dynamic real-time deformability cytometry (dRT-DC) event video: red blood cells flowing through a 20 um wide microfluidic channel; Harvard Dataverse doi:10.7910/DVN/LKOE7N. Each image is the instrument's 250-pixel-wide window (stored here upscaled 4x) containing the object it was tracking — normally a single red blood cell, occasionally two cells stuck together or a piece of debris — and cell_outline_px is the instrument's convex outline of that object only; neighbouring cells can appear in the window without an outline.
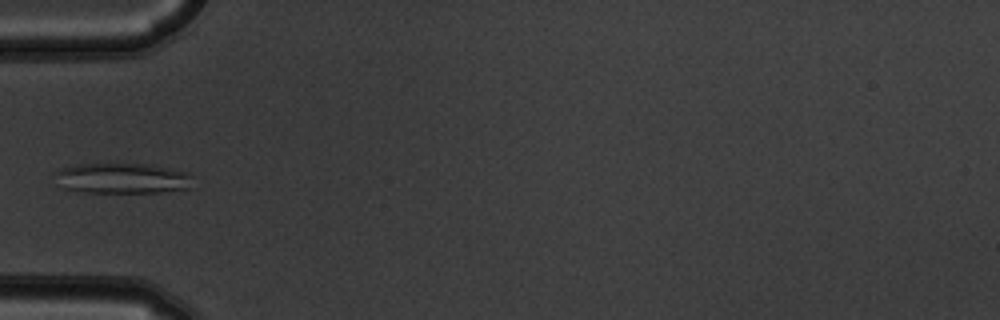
{"species": "common noctule bat (a hibernating species)", "species_latin": "Nyctalus noctula", "temperature_condition": "warm", "stored_images_in_passage": 5, "camera_frame_rate_fps": 3000, "um_per_image_px": 0.085, "animal": {"sex": "male", "body_mass_g": 19.5, "forearm_length_mm": 54.6}, "frame": {"image": 1, "passage_image": 5, "time_ms": 1.333, "image_size_px": [1000, 320], "cell_outline_px": [[192, 188], [160, 192], [88, 192], [64, 188], [56, 172], [60, 168], [80, 164], [152, 164], [188, 172], [192, 176]], "centroid_in_image_um": [10.51, 15.15], "position_along_channel_um": 74.5, "area_um2": 24.22}}